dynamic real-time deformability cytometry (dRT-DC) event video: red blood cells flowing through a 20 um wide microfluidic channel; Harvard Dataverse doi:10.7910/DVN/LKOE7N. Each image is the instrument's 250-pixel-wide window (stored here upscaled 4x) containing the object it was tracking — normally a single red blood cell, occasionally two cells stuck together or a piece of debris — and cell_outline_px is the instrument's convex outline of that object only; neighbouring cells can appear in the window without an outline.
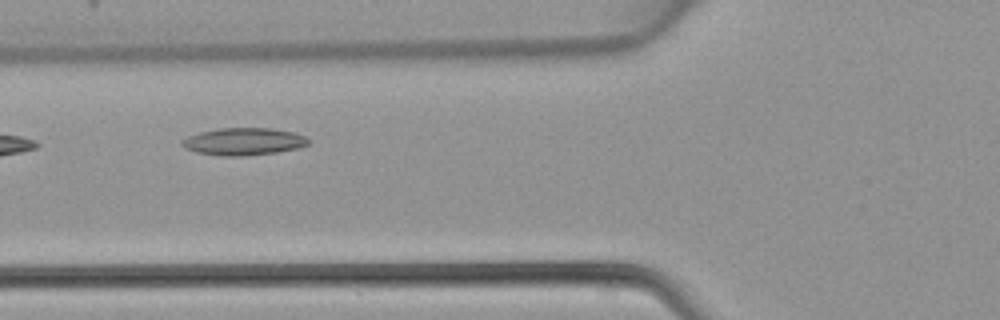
{"species": "common noctule bat (a hibernating species)", "species_latin": "Nyctalus noctula", "temperature_condition": "warm", "stored_images_in_passage": 4, "camera_frame_rate_fps": 3000, "um_per_image_px": 0.085, "animal": {"sex": "female", "body_mass_g": 22.7, "forearm_length_mm": 54.2}, "frame": {"image": 1, "passage_image": 4, "time_ms": 1.0, "image_size_px": [1000, 320], "cell_outline_px": [[308, 144], [296, 148], [276, 152], [244, 156], [224, 156], [196, 152], [184, 148], [180, 144], [180, 140], [188, 136], [200, 132], [220, 128], [272, 128], [296, 132], [304, 136], [308, 140]], "centroid_in_image_um": [20.67, 12.02], "position_along_channel_um": 105.1, "area_um2": 20.11}}